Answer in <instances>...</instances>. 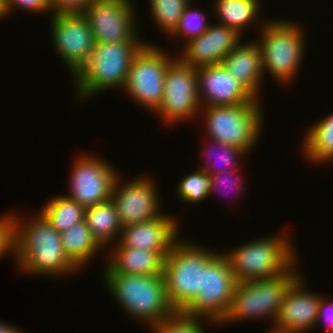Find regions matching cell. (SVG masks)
Wrapping results in <instances>:
<instances>
[{
  "label": "cell",
  "instance_id": "cell-1",
  "mask_svg": "<svg viewBox=\"0 0 333 333\" xmlns=\"http://www.w3.org/2000/svg\"><path fill=\"white\" fill-rule=\"evenodd\" d=\"M37 215L31 219L15 215L14 261L19 271L49 278L80 271L66 254L60 232L40 212Z\"/></svg>",
  "mask_w": 333,
  "mask_h": 333
},
{
  "label": "cell",
  "instance_id": "cell-2",
  "mask_svg": "<svg viewBox=\"0 0 333 333\" xmlns=\"http://www.w3.org/2000/svg\"><path fill=\"white\" fill-rule=\"evenodd\" d=\"M102 275L108 292L132 318L152 327L175 314L171 305L163 274L131 275L104 272Z\"/></svg>",
  "mask_w": 333,
  "mask_h": 333
},
{
  "label": "cell",
  "instance_id": "cell-3",
  "mask_svg": "<svg viewBox=\"0 0 333 333\" xmlns=\"http://www.w3.org/2000/svg\"><path fill=\"white\" fill-rule=\"evenodd\" d=\"M95 42L89 58L72 77L76 96L83 100L104 90H122L132 60L145 42ZM103 90V91H102ZM95 94V95H94Z\"/></svg>",
  "mask_w": 333,
  "mask_h": 333
},
{
  "label": "cell",
  "instance_id": "cell-4",
  "mask_svg": "<svg viewBox=\"0 0 333 333\" xmlns=\"http://www.w3.org/2000/svg\"><path fill=\"white\" fill-rule=\"evenodd\" d=\"M280 234L261 237L224 252L238 282L279 277L298 261L289 235Z\"/></svg>",
  "mask_w": 333,
  "mask_h": 333
},
{
  "label": "cell",
  "instance_id": "cell-5",
  "mask_svg": "<svg viewBox=\"0 0 333 333\" xmlns=\"http://www.w3.org/2000/svg\"><path fill=\"white\" fill-rule=\"evenodd\" d=\"M264 21L256 39H260L256 42L261 50L263 70L286 86L295 79L307 48L304 27L286 19Z\"/></svg>",
  "mask_w": 333,
  "mask_h": 333
},
{
  "label": "cell",
  "instance_id": "cell-6",
  "mask_svg": "<svg viewBox=\"0 0 333 333\" xmlns=\"http://www.w3.org/2000/svg\"><path fill=\"white\" fill-rule=\"evenodd\" d=\"M180 239L174 242L163 269L167 295L176 311H183L201 293L202 268L218 254Z\"/></svg>",
  "mask_w": 333,
  "mask_h": 333
},
{
  "label": "cell",
  "instance_id": "cell-7",
  "mask_svg": "<svg viewBox=\"0 0 333 333\" xmlns=\"http://www.w3.org/2000/svg\"><path fill=\"white\" fill-rule=\"evenodd\" d=\"M297 264L279 277L238 282L227 315L218 326L262 317L275 321L287 289L300 275Z\"/></svg>",
  "mask_w": 333,
  "mask_h": 333
},
{
  "label": "cell",
  "instance_id": "cell-8",
  "mask_svg": "<svg viewBox=\"0 0 333 333\" xmlns=\"http://www.w3.org/2000/svg\"><path fill=\"white\" fill-rule=\"evenodd\" d=\"M260 101L256 104L202 107L204 127L213 141L236 146L247 154L260 140L264 112ZM205 113V114H204Z\"/></svg>",
  "mask_w": 333,
  "mask_h": 333
},
{
  "label": "cell",
  "instance_id": "cell-9",
  "mask_svg": "<svg viewBox=\"0 0 333 333\" xmlns=\"http://www.w3.org/2000/svg\"><path fill=\"white\" fill-rule=\"evenodd\" d=\"M237 283L227 256L218 253L202 268L201 293L182 312L219 325L227 315Z\"/></svg>",
  "mask_w": 333,
  "mask_h": 333
},
{
  "label": "cell",
  "instance_id": "cell-10",
  "mask_svg": "<svg viewBox=\"0 0 333 333\" xmlns=\"http://www.w3.org/2000/svg\"><path fill=\"white\" fill-rule=\"evenodd\" d=\"M149 42L135 54L126 84L125 94L153 113L158 110L164 95L165 74L168 65L175 59L169 52ZM169 56V57H168Z\"/></svg>",
  "mask_w": 333,
  "mask_h": 333
},
{
  "label": "cell",
  "instance_id": "cell-11",
  "mask_svg": "<svg viewBox=\"0 0 333 333\" xmlns=\"http://www.w3.org/2000/svg\"><path fill=\"white\" fill-rule=\"evenodd\" d=\"M201 108L197 68L176 57L168 65L162 103L155 113L169 126L192 120L199 115Z\"/></svg>",
  "mask_w": 333,
  "mask_h": 333
},
{
  "label": "cell",
  "instance_id": "cell-12",
  "mask_svg": "<svg viewBox=\"0 0 333 333\" xmlns=\"http://www.w3.org/2000/svg\"><path fill=\"white\" fill-rule=\"evenodd\" d=\"M132 3L131 0H95L82 12L90 25L95 42L142 40L137 34L139 23Z\"/></svg>",
  "mask_w": 333,
  "mask_h": 333
},
{
  "label": "cell",
  "instance_id": "cell-13",
  "mask_svg": "<svg viewBox=\"0 0 333 333\" xmlns=\"http://www.w3.org/2000/svg\"><path fill=\"white\" fill-rule=\"evenodd\" d=\"M92 155L83 153L73 162L70 194L65 195L84 208L111 199L113 185L120 174L104 158Z\"/></svg>",
  "mask_w": 333,
  "mask_h": 333
},
{
  "label": "cell",
  "instance_id": "cell-14",
  "mask_svg": "<svg viewBox=\"0 0 333 333\" xmlns=\"http://www.w3.org/2000/svg\"><path fill=\"white\" fill-rule=\"evenodd\" d=\"M50 16L53 48L74 76L86 63L94 48L92 30L82 13Z\"/></svg>",
  "mask_w": 333,
  "mask_h": 333
},
{
  "label": "cell",
  "instance_id": "cell-15",
  "mask_svg": "<svg viewBox=\"0 0 333 333\" xmlns=\"http://www.w3.org/2000/svg\"><path fill=\"white\" fill-rule=\"evenodd\" d=\"M147 177H135L126 183L121 181L119 174L115 180L111 200L123 227L156 219L163 214L160 210L159 190L156 189L154 179Z\"/></svg>",
  "mask_w": 333,
  "mask_h": 333
},
{
  "label": "cell",
  "instance_id": "cell-16",
  "mask_svg": "<svg viewBox=\"0 0 333 333\" xmlns=\"http://www.w3.org/2000/svg\"><path fill=\"white\" fill-rule=\"evenodd\" d=\"M299 275L284 295L273 329L282 332L307 333L317 323L323 295L305 289V279ZM304 281V282H303ZM305 331V332H304Z\"/></svg>",
  "mask_w": 333,
  "mask_h": 333
},
{
  "label": "cell",
  "instance_id": "cell-17",
  "mask_svg": "<svg viewBox=\"0 0 333 333\" xmlns=\"http://www.w3.org/2000/svg\"><path fill=\"white\" fill-rule=\"evenodd\" d=\"M197 73L201 107L256 104L260 100L256 99L222 64L197 68Z\"/></svg>",
  "mask_w": 333,
  "mask_h": 333
},
{
  "label": "cell",
  "instance_id": "cell-18",
  "mask_svg": "<svg viewBox=\"0 0 333 333\" xmlns=\"http://www.w3.org/2000/svg\"><path fill=\"white\" fill-rule=\"evenodd\" d=\"M242 40V36L234 29L221 24L209 25L199 37L184 44L179 59L196 68L221 64Z\"/></svg>",
  "mask_w": 333,
  "mask_h": 333
},
{
  "label": "cell",
  "instance_id": "cell-19",
  "mask_svg": "<svg viewBox=\"0 0 333 333\" xmlns=\"http://www.w3.org/2000/svg\"><path fill=\"white\" fill-rule=\"evenodd\" d=\"M169 214H162L156 219L123 227L120 238L114 246L169 253L181 231L179 221Z\"/></svg>",
  "mask_w": 333,
  "mask_h": 333
},
{
  "label": "cell",
  "instance_id": "cell-20",
  "mask_svg": "<svg viewBox=\"0 0 333 333\" xmlns=\"http://www.w3.org/2000/svg\"><path fill=\"white\" fill-rule=\"evenodd\" d=\"M253 41L240 42L224 57L221 64L256 99H260L261 80L266 72L263 70L260 47L256 41Z\"/></svg>",
  "mask_w": 333,
  "mask_h": 333
},
{
  "label": "cell",
  "instance_id": "cell-21",
  "mask_svg": "<svg viewBox=\"0 0 333 333\" xmlns=\"http://www.w3.org/2000/svg\"><path fill=\"white\" fill-rule=\"evenodd\" d=\"M111 257L105 264L103 272L131 275L163 274L164 261L169 253H157L125 246L108 247Z\"/></svg>",
  "mask_w": 333,
  "mask_h": 333
},
{
  "label": "cell",
  "instance_id": "cell-22",
  "mask_svg": "<svg viewBox=\"0 0 333 333\" xmlns=\"http://www.w3.org/2000/svg\"><path fill=\"white\" fill-rule=\"evenodd\" d=\"M84 220L93 237L103 248L112 243L115 244L116 242L113 240H119L123 226L119 220L116 206L111 199L87 207Z\"/></svg>",
  "mask_w": 333,
  "mask_h": 333
},
{
  "label": "cell",
  "instance_id": "cell-23",
  "mask_svg": "<svg viewBox=\"0 0 333 333\" xmlns=\"http://www.w3.org/2000/svg\"><path fill=\"white\" fill-rule=\"evenodd\" d=\"M308 129L301 143L302 154L313 164L333 162V113L314 122Z\"/></svg>",
  "mask_w": 333,
  "mask_h": 333
},
{
  "label": "cell",
  "instance_id": "cell-24",
  "mask_svg": "<svg viewBox=\"0 0 333 333\" xmlns=\"http://www.w3.org/2000/svg\"><path fill=\"white\" fill-rule=\"evenodd\" d=\"M260 2L261 0H215L213 6L215 16L219 19L217 23L232 28L243 36V31L259 17L262 6Z\"/></svg>",
  "mask_w": 333,
  "mask_h": 333
},
{
  "label": "cell",
  "instance_id": "cell-25",
  "mask_svg": "<svg viewBox=\"0 0 333 333\" xmlns=\"http://www.w3.org/2000/svg\"><path fill=\"white\" fill-rule=\"evenodd\" d=\"M62 245L68 257L80 268L104 249L87 226L85 220L60 233ZM97 252V254H96Z\"/></svg>",
  "mask_w": 333,
  "mask_h": 333
},
{
  "label": "cell",
  "instance_id": "cell-26",
  "mask_svg": "<svg viewBox=\"0 0 333 333\" xmlns=\"http://www.w3.org/2000/svg\"><path fill=\"white\" fill-rule=\"evenodd\" d=\"M40 213L58 232H63L85 218L83 206L64 195H57L48 200Z\"/></svg>",
  "mask_w": 333,
  "mask_h": 333
},
{
  "label": "cell",
  "instance_id": "cell-27",
  "mask_svg": "<svg viewBox=\"0 0 333 333\" xmlns=\"http://www.w3.org/2000/svg\"><path fill=\"white\" fill-rule=\"evenodd\" d=\"M150 14L158 27L168 36L177 27L190 0H149Z\"/></svg>",
  "mask_w": 333,
  "mask_h": 333
},
{
  "label": "cell",
  "instance_id": "cell-28",
  "mask_svg": "<svg viewBox=\"0 0 333 333\" xmlns=\"http://www.w3.org/2000/svg\"><path fill=\"white\" fill-rule=\"evenodd\" d=\"M178 198L185 203H200L210 196V175L204 170L184 176L177 186Z\"/></svg>",
  "mask_w": 333,
  "mask_h": 333
},
{
  "label": "cell",
  "instance_id": "cell-29",
  "mask_svg": "<svg viewBox=\"0 0 333 333\" xmlns=\"http://www.w3.org/2000/svg\"><path fill=\"white\" fill-rule=\"evenodd\" d=\"M211 141L212 142H210L209 144H211L212 147L214 145V147H216V149L218 150V154H216L217 151L216 152L214 151V153L216 154V157L214 158V156H213V158L216 159L217 161H213L215 163V165H214V163L210 165L209 159L210 160L212 159L211 157H212V154H214V153L211 152L212 154H211V157L209 158L208 155L210 153H208V152H210L209 150H212L213 148L206 149V150H204L205 151L204 153H205L206 157L208 158L207 159L208 165H206V166L204 165L200 169L204 170L209 175L223 173L224 171L226 172V171L236 170V167L238 165V163H237L238 159H240L241 157H245V154H247V153L244 150L237 148L236 146H229V145H225V144L213 141V140H211ZM216 162H217V165L219 164L218 167L216 165ZM218 162H220L221 164ZM220 166H222V167H220ZM215 167H217V168H215Z\"/></svg>",
  "mask_w": 333,
  "mask_h": 333
},
{
  "label": "cell",
  "instance_id": "cell-30",
  "mask_svg": "<svg viewBox=\"0 0 333 333\" xmlns=\"http://www.w3.org/2000/svg\"><path fill=\"white\" fill-rule=\"evenodd\" d=\"M190 3L186 6L183 11L177 27L169 35L175 37L182 36L187 38L186 40H191L202 35L208 28L210 23H208L206 16L200 10L193 9ZM180 35V36H179Z\"/></svg>",
  "mask_w": 333,
  "mask_h": 333
},
{
  "label": "cell",
  "instance_id": "cell-31",
  "mask_svg": "<svg viewBox=\"0 0 333 333\" xmlns=\"http://www.w3.org/2000/svg\"><path fill=\"white\" fill-rule=\"evenodd\" d=\"M202 320L185 315L182 311H177L149 329L153 330V333H205L203 325L200 324Z\"/></svg>",
  "mask_w": 333,
  "mask_h": 333
},
{
  "label": "cell",
  "instance_id": "cell-32",
  "mask_svg": "<svg viewBox=\"0 0 333 333\" xmlns=\"http://www.w3.org/2000/svg\"><path fill=\"white\" fill-rule=\"evenodd\" d=\"M9 214L0 217V259L15 255V213Z\"/></svg>",
  "mask_w": 333,
  "mask_h": 333
},
{
  "label": "cell",
  "instance_id": "cell-33",
  "mask_svg": "<svg viewBox=\"0 0 333 333\" xmlns=\"http://www.w3.org/2000/svg\"><path fill=\"white\" fill-rule=\"evenodd\" d=\"M25 10L31 13H47L53 14L51 0H4L5 15L9 16V13L14 12L13 9Z\"/></svg>",
  "mask_w": 333,
  "mask_h": 333
},
{
  "label": "cell",
  "instance_id": "cell-34",
  "mask_svg": "<svg viewBox=\"0 0 333 333\" xmlns=\"http://www.w3.org/2000/svg\"><path fill=\"white\" fill-rule=\"evenodd\" d=\"M235 171L237 172V170H234V171H224L223 173H219V174H214V175H210V195L213 194V191L214 192H220L224 193V190H222L223 188L225 189V187L227 186V188L229 187V189L231 190L230 187H233L235 186L234 188L232 189H238L237 190V193H239V191H242L243 188V181L241 182V177L240 176H236L235 178L232 176L235 174ZM232 176V178H231ZM231 179V181H230ZM236 180V181H235ZM230 183H229V182ZM239 182L241 184H239ZM230 184V185H229ZM233 185V186H232ZM240 185V186H239ZM223 186V187H222ZM242 186V187H241ZM222 187V188H221ZM239 187V188H238ZM226 188V189H227ZM241 188V189H240ZM225 191L229 194L230 193V190H226ZM233 191V190H232ZM236 191V190H235Z\"/></svg>",
  "mask_w": 333,
  "mask_h": 333
},
{
  "label": "cell",
  "instance_id": "cell-35",
  "mask_svg": "<svg viewBox=\"0 0 333 333\" xmlns=\"http://www.w3.org/2000/svg\"><path fill=\"white\" fill-rule=\"evenodd\" d=\"M95 0H51L53 14L82 13Z\"/></svg>",
  "mask_w": 333,
  "mask_h": 333
},
{
  "label": "cell",
  "instance_id": "cell-36",
  "mask_svg": "<svg viewBox=\"0 0 333 333\" xmlns=\"http://www.w3.org/2000/svg\"><path fill=\"white\" fill-rule=\"evenodd\" d=\"M326 296L321 298V302L318 310L317 323L321 320L326 321V331L327 333H333V302H331Z\"/></svg>",
  "mask_w": 333,
  "mask_h": 333
},
{
  "label": "cell",
  "instance_id": "cell-37",
  "mask_svg": "<svg viewBox=\"0 0 333 333\" xmlns=\"http://www.w3.org/2000/svg\"><path fill=\"white\" fill-rule=\"evenodd\" d=\"M4 323L0 320V333H23L21 329L18 330L17 326H11V324Z\"/></svg>",
  "mask_w": 333,
  "mask_h": 333
},
{
  "label": "cell",
  "instance_id": "cell-38",
  "mask_svg": "<svg viewBox=\"0 0 333 333\" xmlns=\"http://www.w3.org/2000/svg\"><path fill=\"white\" fill-rule=\"evenodd\" d=\"M5 11H4V0H0V19L4 18Z\"/></svg>",
  "mask_w": 333,
  "mask_h": 333
},
{
  "label": "cell",
  "instance_id": "cell-39",
  "mask_svg": "<svg viewBox=\"0 0 333 333\" xmlns=\"http://www.w3.org/2000/svg\"><path fill=\"white\" fill-rule=\"evenodd\" d=\"M269 333H291V332H282V331L275 330V329L272 328Z\"/></svg>",
  "mask_w": 333,
  "mask_h": 333
}]
</instances>
